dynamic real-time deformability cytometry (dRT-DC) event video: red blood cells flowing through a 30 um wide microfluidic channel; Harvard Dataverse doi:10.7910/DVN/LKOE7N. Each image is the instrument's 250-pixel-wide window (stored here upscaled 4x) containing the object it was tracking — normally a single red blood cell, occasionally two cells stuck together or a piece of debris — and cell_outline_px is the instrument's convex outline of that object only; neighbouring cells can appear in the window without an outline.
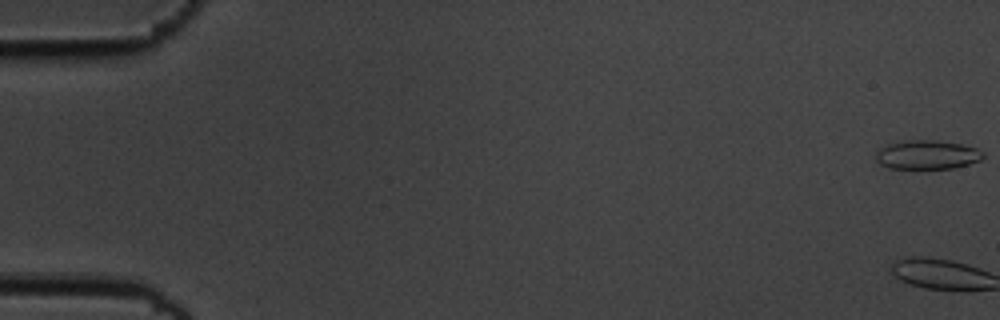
{"species": "common noctule bat (a hibernating species)", "species_latin": "Nyctalus noctula", "temperature_condition": "cold", "stored_images_in_passage": 59, "segment_of_instrument_passage": [1, 2], "camera_frame_rate_fps": 3000, "um_per_image_px": 0.085, "animal": {"sex": "male", "body_mass_g": 19.5, "forearm_length_mm": 54.6}, "frame": {"image": 1, "passage_image": 1, "time_ms": 0.0, "image_size_px": [1000, 320], "cell_outline_px": [[984, 156], [980, 160], [968, 164], [952, 168], [888, 168], [880, 164], [876, 160], [876, 152], [880, 148], [888, 144], [904, 140], [936, 140], [964, 144], [976, 148], [984, 152]], "centroid_in_image_um": [78.81, 13.14], "position_along_channel_um": 6.2, "area_um2": 18.15}}
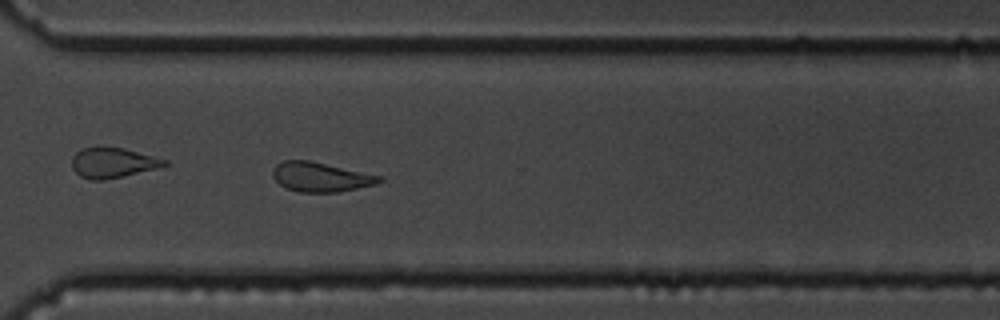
{"frame": {"image": 2, "passage_image": 43, "time_ms": 14.0, "image_size_px": [1000, 320], "cell_outline_px": [[384, 180], [376, 184], [336, 192], [300, 192], [284, 188], [272, 176], [272, 168], [276, 164], [284, 160], [308, 160], [384, 176]], "centroid_in_image_um": [27.25, 15.04], "position_along_channel_um": 343.4, "area_um2": 18.38}}
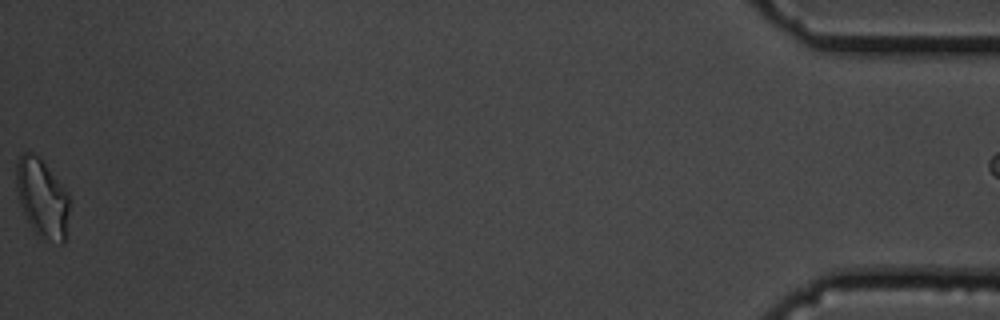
{"frame": {"image": 3, "passage_image": 58, "time_ms": 19.0, "image_size_px": [1000, 320], "cell_outline_px": [[68, 212], [64, 244], [60, 244], [36, 236], [24, 216], [20, 204], [16, 188], [16, 164], [20, 156], [24, 152], [32, 152], [40, 156], [68, 192]], "centroid_in_image_um": [3.56, 16.83], "position_along_channel_um": 431.6, "area_um2": 24.62}}